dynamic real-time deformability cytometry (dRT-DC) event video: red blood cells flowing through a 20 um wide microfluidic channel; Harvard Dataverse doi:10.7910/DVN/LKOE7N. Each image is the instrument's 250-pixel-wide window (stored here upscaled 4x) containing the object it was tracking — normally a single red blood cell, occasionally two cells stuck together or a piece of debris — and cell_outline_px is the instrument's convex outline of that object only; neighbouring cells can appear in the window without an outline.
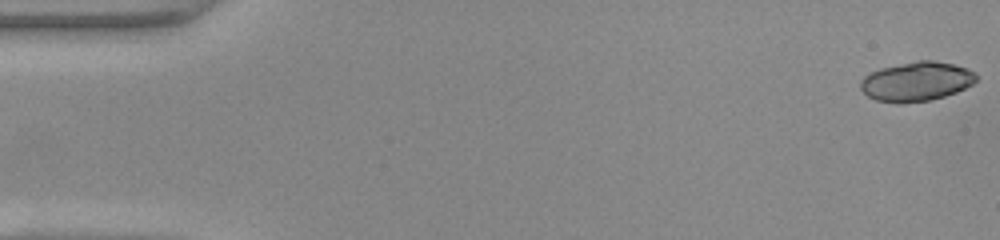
{"species": "common noctule bat (a hibernating species)", "species_latin": "Nyctalus noctula", "temperature_condition": "warm", "stored_images_in_passage": 49, "camera_frame_rate_fps": 3000, "um_per_image_px": 0.085, "animal": {"sex": "female", "body_mass_g": 22.0, "forearm_length_mm": 56.7}, "frame": {"image": 1, "passage_image": 1, "time_ms": 0.0, "image_size_px": [1000, 240], "cell_outline_px": [[976, 80], [972, 84], [956, 92], [944, 96], [928, 100], [900, 104], [896, 104], [876, 100], [868, 96], [860, 88], [860, 80], [868, 72], [880, 68], [916, 60], [932, 60], [952, 64], [968, 68], [976, 72]], "centroid_in_image_um": [77.86, 6.92], "position_along_channel_um": 7.1, "area_um2": 26.7}}
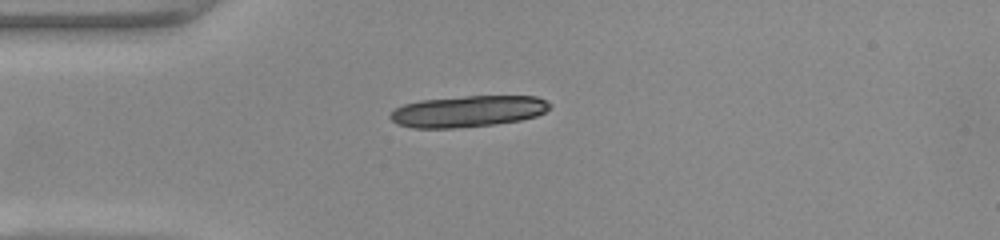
{"frame": {"image": 2, "passage_image": 13, "time_ms": 4.0, "image_size_px": [1000, 240], "cell_outline_px": [[552, 104], [544, 112], [536, 116], [520, 120], [492, 124], [452, 128], [412, 128], [396, 124], [388, 116], [396, 108], [404, 104], [420, 100], [464, 96], [536, 96]], "centroid_in_image_um": [39.74, 9.46], "position_along_channel_um": 45.3, "area_um2": 29.02}}